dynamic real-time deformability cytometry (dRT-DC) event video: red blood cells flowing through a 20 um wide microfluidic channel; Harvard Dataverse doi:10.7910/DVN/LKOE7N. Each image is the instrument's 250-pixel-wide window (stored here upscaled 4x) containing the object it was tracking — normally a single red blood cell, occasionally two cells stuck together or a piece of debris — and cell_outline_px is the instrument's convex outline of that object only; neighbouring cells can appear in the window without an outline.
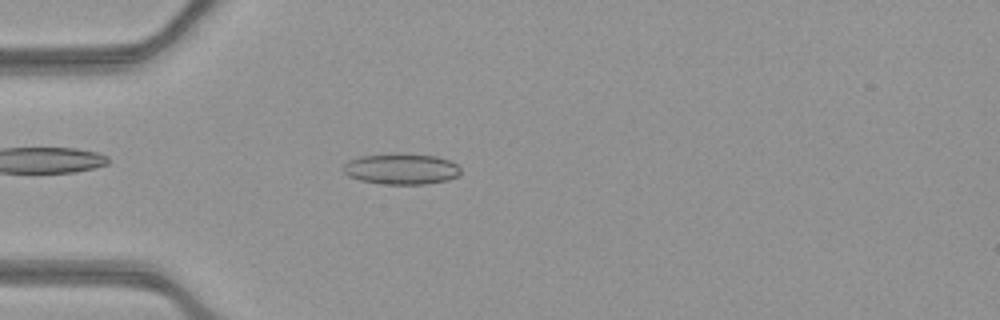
{"species": "common noctule bat (a hibernating species)", "species_latin": "Nyctalus noctula", "temperature_condition": "warm", "stored_images_in_passage": 52, "camera_frame_rate_fps": 3000, "um_per_image_px": 0.085, "animal": {"sex": "female", "body_mass_g": 21.9}, "frame": {"image": 1, "passage_image": 15, "time_ms": 4.667, "image_size_px": [1000, 320], "cell_outline_px": [[460, 172], [456, 176], [448, 180], [428, 184], [380, 184], [360, 180], [348, 176], [344, 172], [344, 164], [348, 160], [360, 156], [396, 152], [400, 152], [436, 156], [448, 160], [456, 164], [460, 168]], "centroid_in_image_um": [34.09, 14.34], "position_along_channel_um": 50.9, "area_um2": 21.44}}
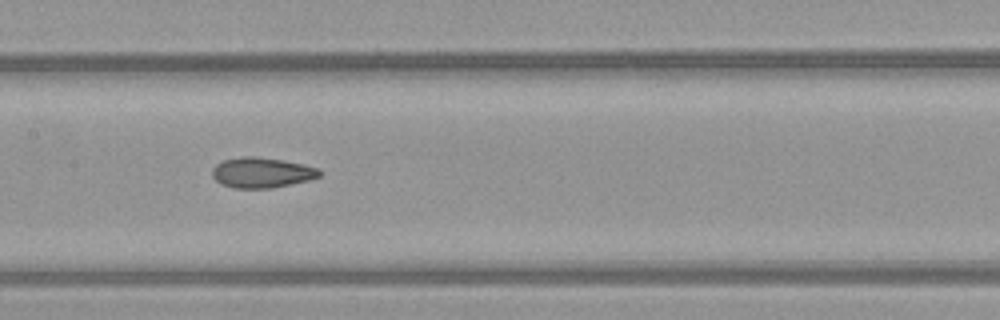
{"frame": {"image": 2, "passage_image": 26, "time_ms": 8.333, "image_size_px": [1000, 320], "cell_outline_px": [[324, 172], [320, 176], [308, 180], [292, 184], [272, 188], [232, 188], [220, 184], [212, 176], [212, 168], [216, 164], [224, 160], [244, 156], [256, 156], [284, 160], [304, 164], [320, 168]], "centroid_in_image_um": [22.28, 14.67], "position_along_channel_um": 185.1, "area_um2": 19.25}}
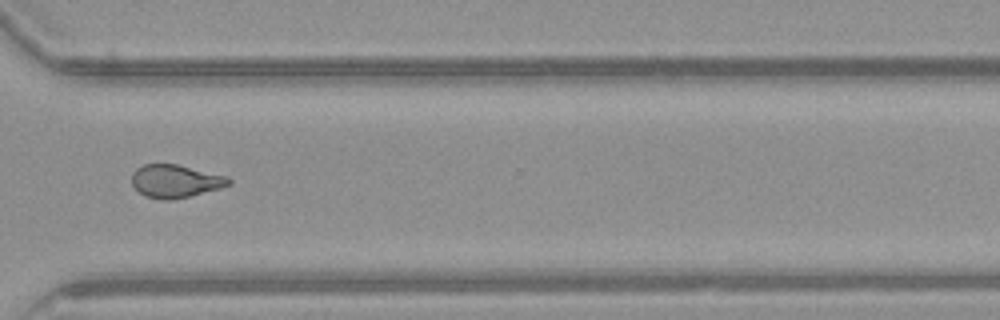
{"frame": {"image": 3, "passage_image": 39, "time_ms": 12.667, "image_size_px": [1000, 320], "cell_outline_px": [[232, 184], [220, 188], [172, 200], [160, 200], [148, 196], [140, 192], [132, 184], [132, 172], [136, 168], [144, 164], [176, 164], [228, 176], [232, 180]], "centroid_in_image_um": [14.92, 15.39], "position_along_channel_um": 355.7, "area_um2": 18.55}, "authors_computed_cell_mechanics": {"area_um2": 19.3341, "velocity_mm_per_s": 3.9439, "shape_relaxation_time_tau1_ms": null, "shape_relaxation_time_tau2_ms": 2.8126, "deformation_change_tau1": null, "deformation_change_tau2": 0.0906}}